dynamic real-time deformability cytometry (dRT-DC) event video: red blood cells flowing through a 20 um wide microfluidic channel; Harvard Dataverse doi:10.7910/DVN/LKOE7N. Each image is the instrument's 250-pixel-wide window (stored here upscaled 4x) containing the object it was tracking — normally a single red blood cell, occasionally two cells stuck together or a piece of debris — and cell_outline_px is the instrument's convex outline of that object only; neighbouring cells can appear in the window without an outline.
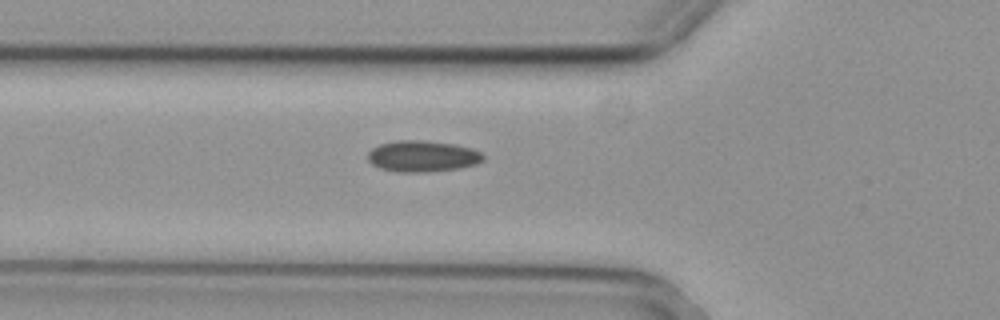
{"species": "common noctule bat (a hibernating species)", "species_latin": "Nyctalus noctula", "temperature_condition": "cold", "stored_images_in_passage": 35, "camera_frame_rate_fps": 3000, "um_per_image_px": 0.085, "animal": {"sex": "female", "body_mass_g": 29.2, "forearm_length_mm": 56.3}, "frame": {"image": 1, "passage_image": 2, "time_ms": 0.333, "image_size_px": [1000, 320], "cell_outline_px": [[484, 160], [476, 164], [460, 168], [428, 172], [396, 172], [380, 168], [372, 164], [368, 160], [368, 152], [372, 148], [380, 144], [396, 140], [424, 140], [456, 144], [472, 148], [480, 152], [484, 156]], "centroid_in_image_um": [35.92, 13.27], "position_along_channel_um": 89.9, "area_um2": 21.21}}
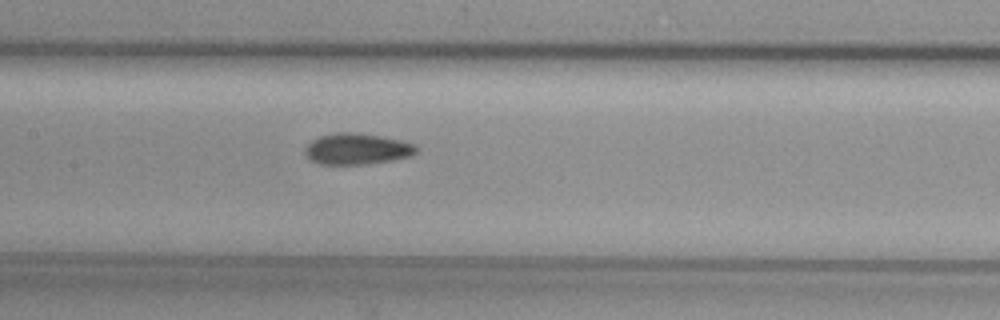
{"frame": {"image": 2, "passage_image": 9, "time_ms": 2.667, "image_size_px": [1000, 320], "cell_outline_px": [[416, 152], [408, 156], [392, 160], [368, 164], [320, 164], [312, 160], [304, 152], [304, 148], [312, 140], [320, 136], [336, 132], [356, 132], [380, 136], [400, 140], [416, 144]], "centroid_in_image_um": [30.33, 12.65], "position_along_channel_um": 177.1, "area_um2": 20.06}}
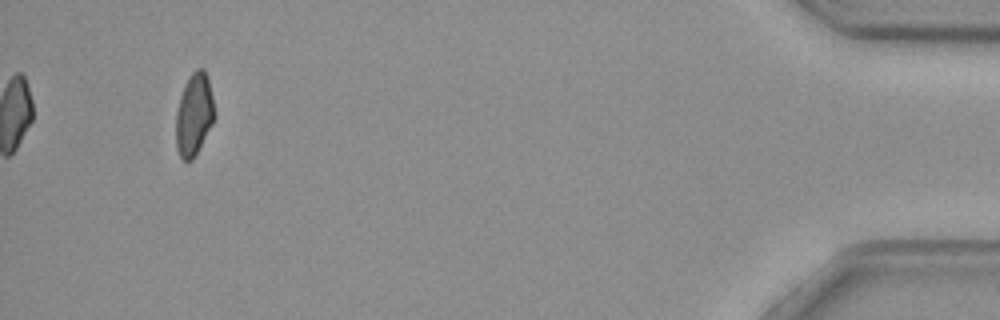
{"frame": {"image": 3, "passage_image": 35, "time_ms": 11.333, "image_size_px": [1000, 320], "cell_outline_px": [[216, 116], [212, 124], [192, 160], [180, 160], [176, 148], [176, 112], [180, 96], [192, 72], [196, 68], [204, 68], [208, 76], [216, 112]], "centroid_in_image_um": [16.51, 9.73], "position_along_channel_um": 418.7, "area_um2": 18.55}}